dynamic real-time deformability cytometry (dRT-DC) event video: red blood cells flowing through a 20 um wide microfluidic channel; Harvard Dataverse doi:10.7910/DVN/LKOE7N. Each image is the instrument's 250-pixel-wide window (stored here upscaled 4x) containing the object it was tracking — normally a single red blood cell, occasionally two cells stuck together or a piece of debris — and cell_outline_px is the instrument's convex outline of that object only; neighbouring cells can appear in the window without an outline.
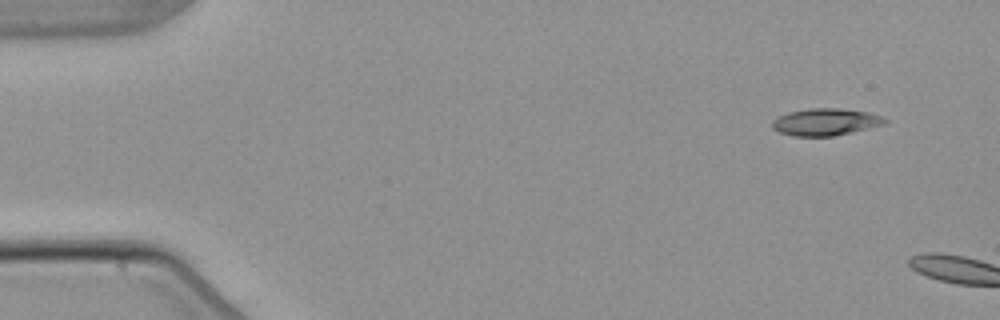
{"species": "common noctule bat (a hibernating species)", "species_latin": "Nyctalus noctula", "temperature_condition": "warm", "stored_images_in_passage": 2, "camera_frame_rate_fps": 3000, "um_per_image_px": 0.085, "animal": {"sex": "male", "body_mass_g": 21.5, "forearm_length_mm": 52.0}, "frame": {"image": 1, "passage_image": 1, "time_ms": 0.0, "image_size_px": [1000, 320], "cell_outline_px": [[888, 120], [884, 124], [852, 132], [832, 136], [792, 136], [780, 132], [772, 128], [772, 120], [788, 112], [808, 108], [840, 108], [868, 112], [880, 116]], "centroid_in_image_um": [70.15, 10.36], "position_along_channel_um": 14.9, "area_um2": 17.69}}